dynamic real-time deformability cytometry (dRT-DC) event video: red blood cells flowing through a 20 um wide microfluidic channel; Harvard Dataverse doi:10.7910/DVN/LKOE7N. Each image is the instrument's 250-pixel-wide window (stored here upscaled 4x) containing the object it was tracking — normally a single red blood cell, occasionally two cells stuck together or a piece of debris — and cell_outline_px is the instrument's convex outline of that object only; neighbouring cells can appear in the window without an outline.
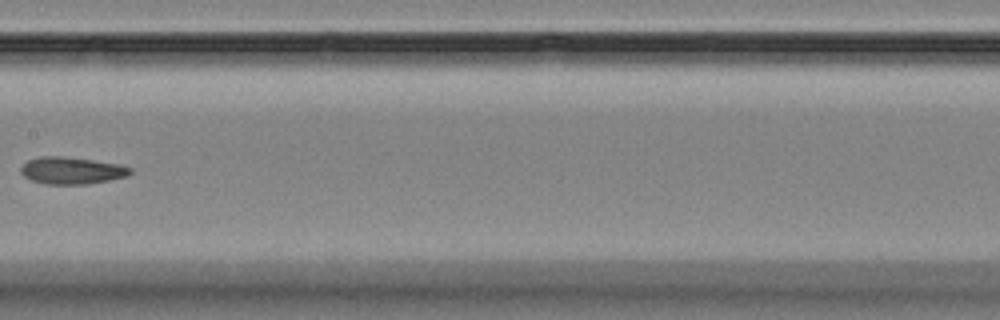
{"species": "Egyptian fruit bat (a non-hibernating species)", "species_latin": "Rousettus aegyptiacus", "temperature_condition": "room temperature", "stored_images_in_passage": 14, "camera_frame_rate_fps": 3000, "um_per_image_px": 0.085, "animal": {"sex": "female"}, "frame": {"image": 1, "passage_image": 7, "time_ms": 7.0, "image_size_px": [1000, 320], "cell_outline_px": [[132, 172], [128, 176], [88, 184], [44, 184], [32, 180], [24, 176], [20, 172], [20, 168], [28, 160], [40, 156], [60, 156], [92, 160], [120, 164], [132, 168]], "centroid_in_image_um": [6.1, 14.5], "position_along_channel_um": 201.3, "area_um2": 17.22}}
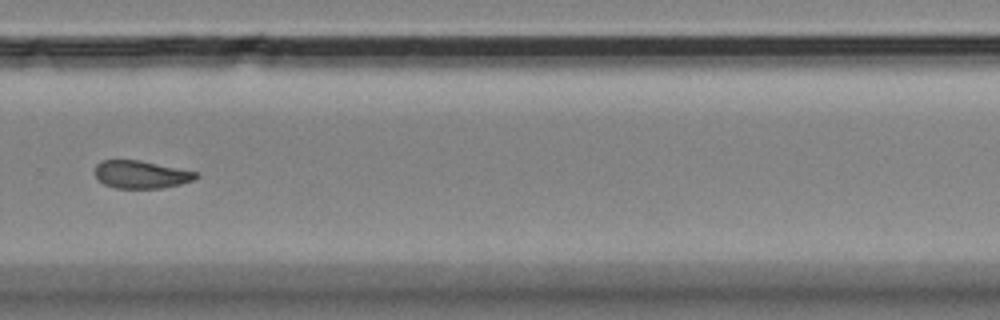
{"frame": {"image": 2, "passage_image": 10, "time_ms": 10.333, "image_size_px": [1000, 320], "cell_outline_px": [[200, 176], [196, 180], [180, 184], [160, 188], [116, 188], [104, 184], [96, 176], [96, 164], [100, 160], [140, 160], [200, 172]], "centroid_in_image_um": [12.06, 14.82], "position_along_channel_um": 317.7, "area_um2": 16.47}}
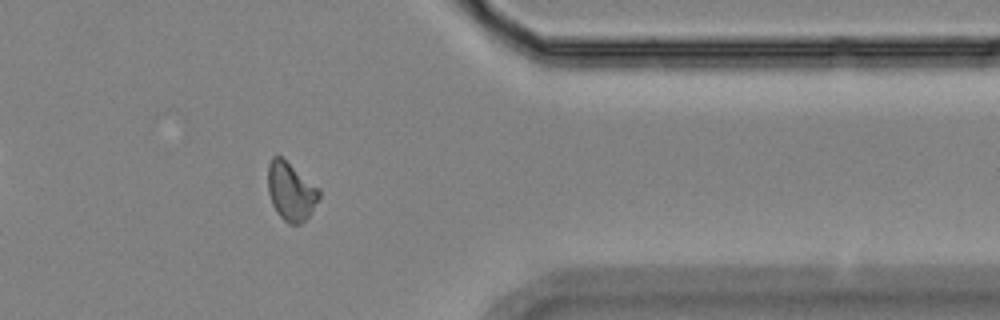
{"frame": {"image": 3, "passage_image": 12, "time_ms": 12.667, "image_size_px": [1000, 320], "cell_outline_px": [[320, 196], [312, 212], [300, 224], [288, 224], [276, 212], [272, 204], [268, 192], [268, 164], [272, 156], [280, 156], [320, 188]], "centroid_in_image_um": [24.72, 16.28], "position_along_channel_um": 386.7, "area_um2": 17.4}, "authors_computed_cell_mechanics": {"area_um2": 17.3978, "velocity_mm_per_s": 3.5206, "shape_relaxation_time_tau1_ms": null, "shape_relaxation_time_tau2_ms": 9.6604, "deformation_change_tau1": null, "deformation_change_tau2": 0.141}}